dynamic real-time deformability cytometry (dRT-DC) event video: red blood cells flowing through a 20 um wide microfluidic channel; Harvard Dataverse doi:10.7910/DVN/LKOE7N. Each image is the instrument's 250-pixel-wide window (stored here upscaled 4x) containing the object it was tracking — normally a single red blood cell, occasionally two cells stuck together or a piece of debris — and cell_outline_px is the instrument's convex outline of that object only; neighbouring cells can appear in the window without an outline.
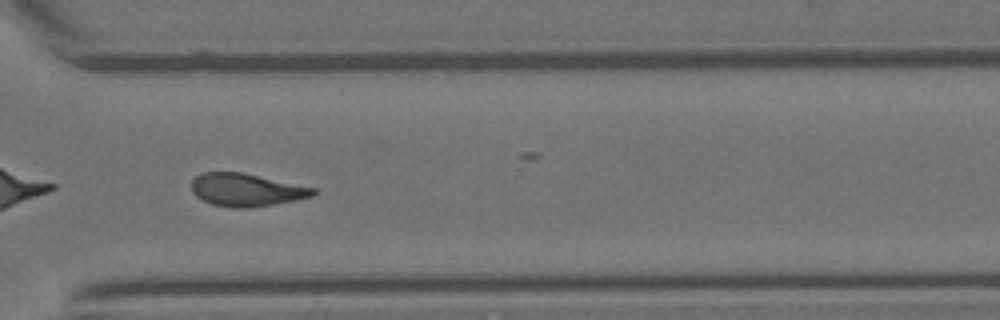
{"species": "Egyptian fruit bat (a non-hibernating species)", "species_latin": "Rousettus aegyptiacus", "temperature_condition": "room temperature", "stored_images_in_passage": 33, "camera_frame_rate_fps": 3000, "um_per_image_px": 0.085, "animal": {"sex": "female"}, "frame": {"image": 1, "passage_image": 24, "time_ms": 7.667, "image_size_px": [1000, 320], "cell_outline_px": [[316, 192], [312, 196], [296, 200], [252, 208], [232, 208], [212, 204], [196, 196], [192, 192], [192, 180], [200, 172], [240, 172], [316, 188]], "centroid_in_image_um": [20.92, 16.14], "position_along_channel_um": 349.7, "area_um2": 23.18}}